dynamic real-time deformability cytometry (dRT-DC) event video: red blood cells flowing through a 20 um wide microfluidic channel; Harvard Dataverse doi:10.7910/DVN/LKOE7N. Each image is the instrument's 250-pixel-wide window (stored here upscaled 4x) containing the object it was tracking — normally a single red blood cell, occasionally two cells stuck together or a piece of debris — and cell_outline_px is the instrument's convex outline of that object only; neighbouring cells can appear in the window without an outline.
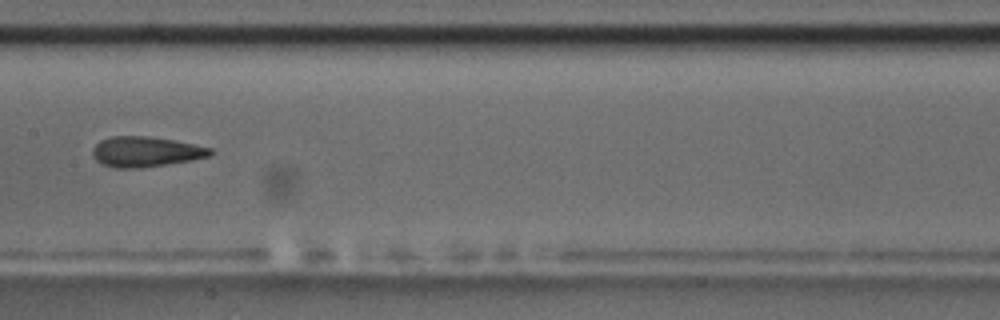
{"species": "common noctule bat (a hibernating species)", "species_latin": "Nyctalus noctula", "temperature_condition": "room temperature", "stored_images_in_passage": 9, "camera_frame_rate_fps": 3000, "um_per_image_px": 0.085, "animal": {"sex": "male", "body_mass_g": 17.5, "forearm_length_mm": 52.3}, "frame": {"image": 1, "passage_image": 8, "time_ms": 9.0, "image_size_px": [1000, 320], "cell_outline_px": [[212, 156], [192, 160], [140, 168], [112, 168], [100, 164], [92, 156], [92, 148], [100, 140], [112, 136], [148, 136], [172, 140], [212, 148]], "centroid_in_image_um": [12.34, 12.9], "position_along_channel_um": 195.1, "area_um2": 20.87}}